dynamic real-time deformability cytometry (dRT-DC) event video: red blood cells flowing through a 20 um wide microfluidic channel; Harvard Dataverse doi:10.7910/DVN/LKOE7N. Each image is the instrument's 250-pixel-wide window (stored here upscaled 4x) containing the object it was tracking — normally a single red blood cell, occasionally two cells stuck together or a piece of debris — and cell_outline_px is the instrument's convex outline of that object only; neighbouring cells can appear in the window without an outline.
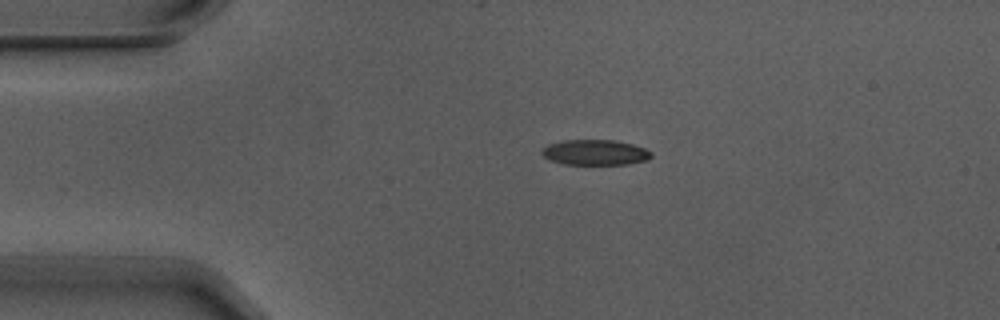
{"species": "Egyptian fruit bat (a non-hibernating species)", "species_latin": "Rousettus aegyptiacus", "temperature_condition": "warm", "stored_images_in_passage": 3, "camera_frame_rate_fps": 3000, "um_per_image_px": 0.085, "animal": {"sex": "male"}, "frame": {"image": 1, "passage_image": 2, "time_ms": 0.333, "image_size_px": [1000, 320], "cell_outline_px": [[652, 156], [648, 160], [628, 164], [564, 164], [548, 160], [540, 152], [548, 144], [564, 140], [616, 140], [632, 144], [644, 148], [652, 152]], "centroid_in_image_um": [50.59, 12.95], "position_along_channel_um": 34.4, "area_um2": 16.24}}